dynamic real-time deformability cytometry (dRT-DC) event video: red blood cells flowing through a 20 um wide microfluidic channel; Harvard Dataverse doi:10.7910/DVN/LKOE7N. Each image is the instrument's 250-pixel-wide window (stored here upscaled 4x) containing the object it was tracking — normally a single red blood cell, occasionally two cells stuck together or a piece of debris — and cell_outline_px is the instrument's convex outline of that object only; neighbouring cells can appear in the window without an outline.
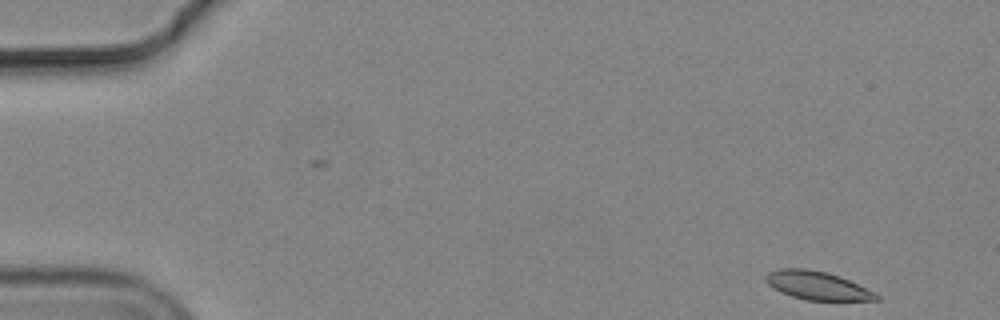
{"species": "common noctule bat (a hibernating species)", "species_latin": "Nyctalus noctula", "temperature_condition": "cold", "stored_images_in_passage": 53, "camera_frame_rate_fps": 3000, "um_per_image_px": 0.085, "animal": {"sex": "male", "body_mass_g": 19.2, "forearm_length_mm": 51.8}, "frame": {"image": 1, "passage_image": 1, "time_ms": 0.0, "image_size_px": [1000, 320], "cell_outline_px": [[880, 300], [808, 300], [792, 296], [780, 292], [768, 284], [764, 280], [764, 276], [768, 272], [780, 268], [804, 268], [828, 272], [840, 276], [876, 292], [880, 296]], "centroid_in_image_um": [69.47, 24.26], "position_along_channel_um": 15.5, "area_um2": 18.38}}
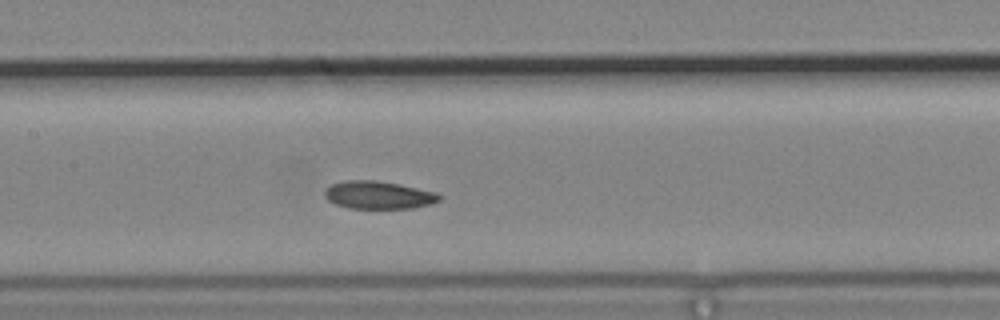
{"frame": {"image": 2, "passage_image": 24, "time_ms": 7.667, "image_size_px": [1000, 320], "cell_outline_px": [[444, 196], [440, 200], [432, 204], [412, 208], [348, 208], [336, 204], [328, 200], [324, 196], [324, 188], [332, 184], [344, 180], [376, 180], [400, 184], [440, 192]], "centroid_in_image_um": [32.22, 16.57], "position_along_channel_um": 175.2, "area_um2": 18.96}}
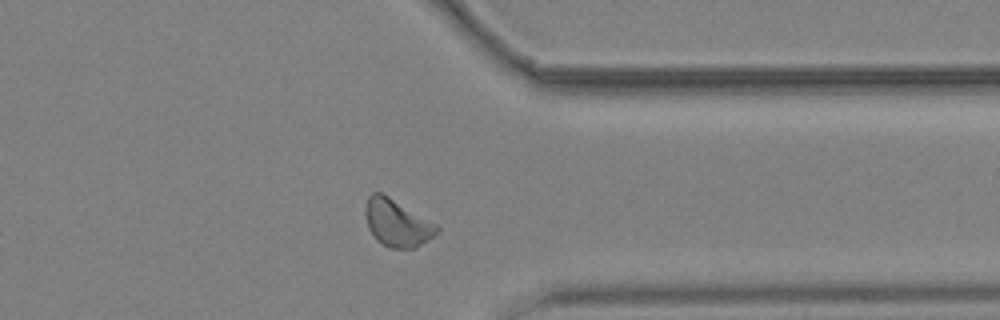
{"frame": {"image": 3, "passage_image": 41, "time_ms": 13.333, "image_size_px": [1000, 320], "cell_outline_px": [[440, 228], [428, 240], [416, 248], [388, 248], [376, 240], [368, 228], [364, 212], [364, 208], [368, 196], [372, 192], [380, 192], [388, 196], [440, 224]], "centroid_in_image_um": [33.75, 18.94], "position_along_channel_um": 377.6, "area_um2": 20.0}}